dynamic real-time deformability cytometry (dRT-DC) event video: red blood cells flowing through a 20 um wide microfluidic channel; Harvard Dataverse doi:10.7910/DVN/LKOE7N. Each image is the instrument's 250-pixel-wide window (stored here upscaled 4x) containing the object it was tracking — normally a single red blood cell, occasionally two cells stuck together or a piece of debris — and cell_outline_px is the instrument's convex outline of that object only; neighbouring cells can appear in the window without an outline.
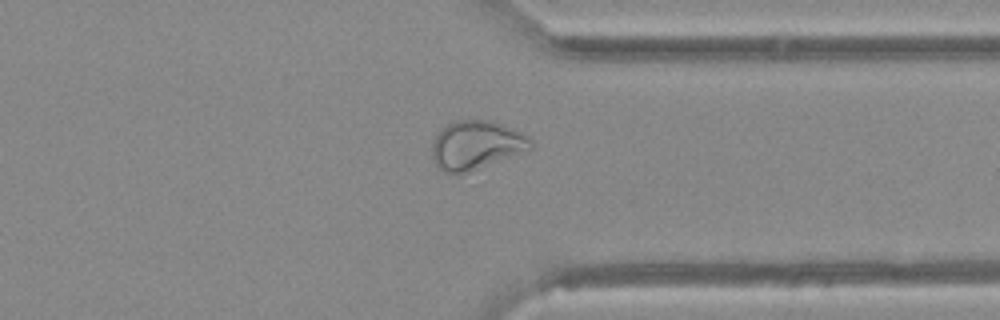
{"species": "Egyptian fruit bat (a non-hibernating species)", "species_latin": "Rousettus aegyptiacus", "temperature_condition": "warm", "stored_images_in_passage": 38, "camera_frame_rate_fps": 3000, "um_per_image_px": 0.085, "animal": {"sex": "female"}, "frame": {"image": 1, "passage_image": 27, "time_ms": 8.667, "image_size_px": [1000, 320], "cell_outline_px": [[532, 148], [460, 176], [444, 172], [436, 164], [432, 156], [432, 144], [436, 136], [448, 124], [456, 120], [492, 120], [532, 136]], "centroid_in_image_um": [40.49, 12.35], "position_along_channel_um": 370.9, "area_um2": 28.15}}
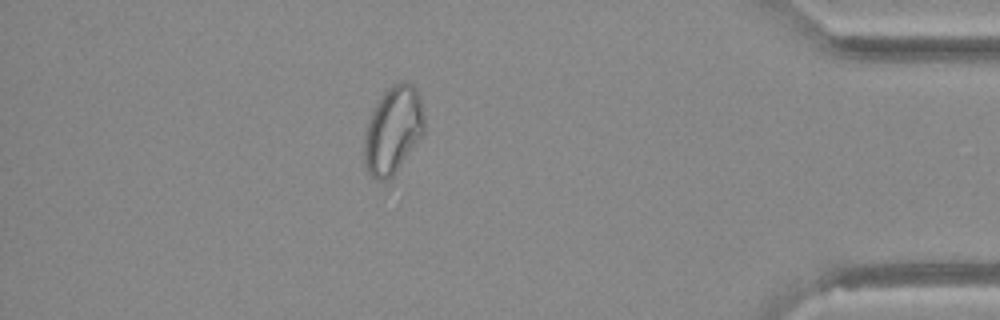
{"frame": {"image": 2, "passage_image": 32, "time_ms": 10.333, "image_size_px": [1000, 320], "cell_outline_px": [[424, 132], [392, 176], [388, 180], [376, 180], [368, 172], [364, 164], [364, 132], [372, 108], [384, 92], [392, 84], [404, 80], [412, 84], [416, 88], [420, 96], [424, 116]], "centroid_in_image_um": [33.38, 11.02], "position_along_channel_um": 401.8, "area_um2": 30.63}}